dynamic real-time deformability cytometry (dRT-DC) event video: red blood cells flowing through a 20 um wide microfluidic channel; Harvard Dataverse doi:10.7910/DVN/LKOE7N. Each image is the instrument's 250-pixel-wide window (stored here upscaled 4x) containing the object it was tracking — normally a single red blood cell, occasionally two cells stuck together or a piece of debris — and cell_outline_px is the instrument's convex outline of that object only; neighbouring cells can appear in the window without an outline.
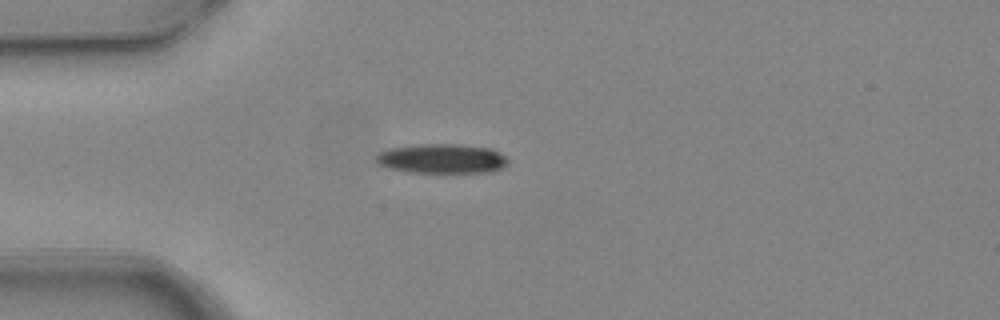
{"species": "common noctule bat (a hibernating species)", "species_latin": "Nyctalus noctula", "temperature_condition": "warm", "stored_images_in_passage": 1, "camera_frame_rate_fps": 3000, "um_per_image_px": 0.085, "animal": {"sex": "female", "body_mass_g": 24.6, "forearm_length_mm": 56.2}, "frame": {"image": 1, "passage_image": 1, "time_ms": 0.0, "image_size_px": [1000, 320], "cell_outline_px": [[508, 164], [492, 172], [408, 172], [388, 168], [380, 164], [376, 160], [376, 156], [380, 152], [388, 148], [420, 144], [460, 144], [492, 148], [500, 152], [508, 160]], "centroid_in_image_um": [37.58, 13.47], "position_along_channel_um": 47.4, "area_um2": 22.72}}